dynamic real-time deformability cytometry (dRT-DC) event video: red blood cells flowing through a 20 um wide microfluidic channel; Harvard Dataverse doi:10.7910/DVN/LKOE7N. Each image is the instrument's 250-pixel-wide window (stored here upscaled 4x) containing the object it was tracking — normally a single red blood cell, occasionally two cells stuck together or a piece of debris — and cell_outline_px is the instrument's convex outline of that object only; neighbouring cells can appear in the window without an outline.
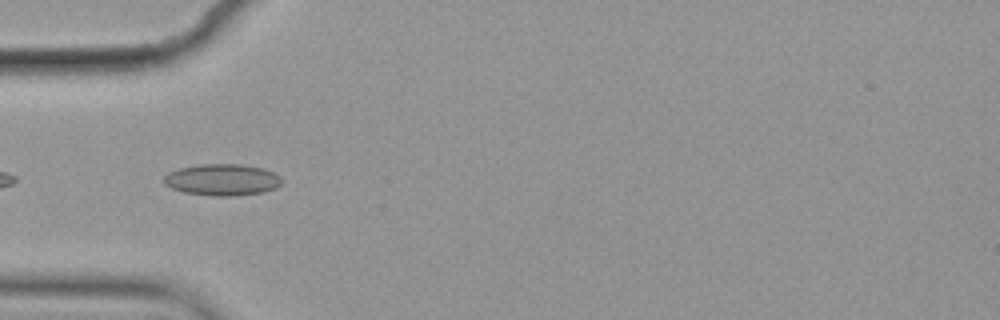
{"species": "common noctule bat (a hibernating species)", "species_latin": "Nyctalus noctula", "temperature_condition": "cold", "stored_images_in_passage": 41, "camera_frame_rate_fps": 3000, "um_per_image_px": 0.085, "animal": {"sex": "female", "body_mass_g": 19.9}, "frame": {"image": 1, "passage_image": 2, "time_ms": 0.333, "image_size_px": [1000, 320], "cell_outline_px": [[280, 184], [276, 188], [264, 192], [232, 196], [212, 196], [184, 192], [172, 188], [164, 184], [164, 176], [168, 172], [180, 168], [200, 164], [240, 164], [260, 168], [272, 172], [280, 176]], "centroid_in_image_um": [18.86, 15.28], "position_along_channel_um": 66.1, "area_um2": 21.56}}
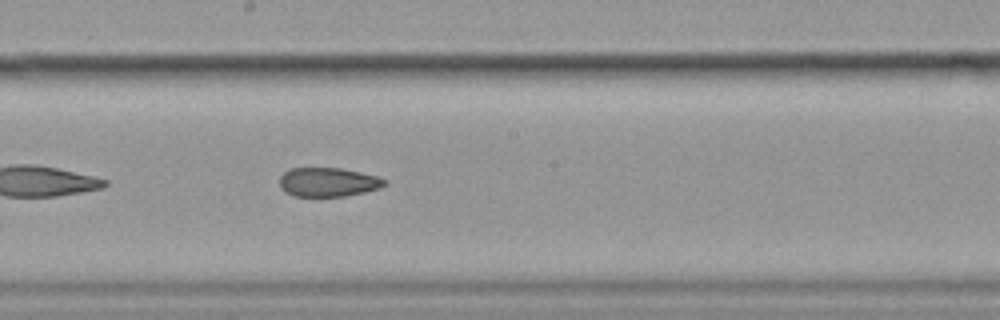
{"frame": {"image": 2, "passage_image": 15, "time_ms": 4.667, "image_size_px": [1000, 320], "cell_outline_px": [[388, 184], [380, 188], [364, 192], [344, 196], [292, 196], [284, 192], [280, 184], [280, 176], [284, 172], [292, 168], [340, 168], [360, 172], [376, 176], [388, 180]], "centroid_in_image_um": [27.9, 15.48], "position_along_channel_um": 220.3, "area_um2": 17.8}}
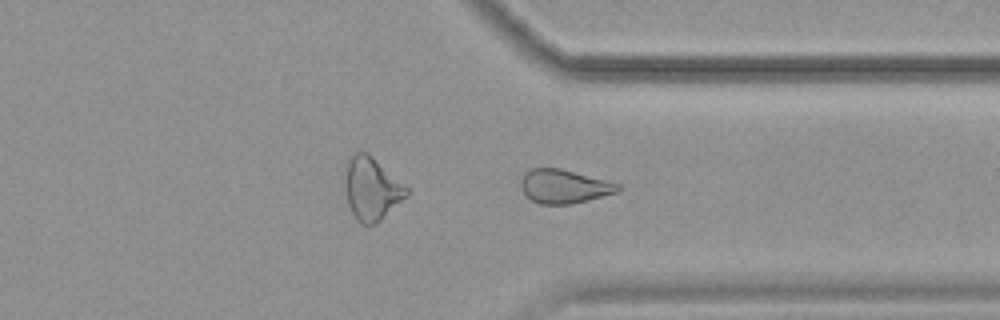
{"frame": {"image": 3, "passage_image": 27, "time_ms": 8.667, "image_size_px": [1000, 320], "cell_outline_px": [[620, 188], [616, 192], [588, 200], [572, 204], [540, 204], [532, 200], [520, 188], [520, 180], [524, 172], [532, 168], [560, 168], [620, 184]], "centroid_in_image_um": [47.9, 15.84], "position_along_channel_um": 363.5, "area_um2": 18.96}, "authors_computed_cell_mechanics": {"area_um2": 19.8832, "velocity_mm_per_s": 3.5777, "shape_relaxation_time_tau1_ms": null, "shape_relaxation_time_tau2_ms": 4.6943, "deformation_change_tau1": null, "deformation_change_tau2": 0.1097}}